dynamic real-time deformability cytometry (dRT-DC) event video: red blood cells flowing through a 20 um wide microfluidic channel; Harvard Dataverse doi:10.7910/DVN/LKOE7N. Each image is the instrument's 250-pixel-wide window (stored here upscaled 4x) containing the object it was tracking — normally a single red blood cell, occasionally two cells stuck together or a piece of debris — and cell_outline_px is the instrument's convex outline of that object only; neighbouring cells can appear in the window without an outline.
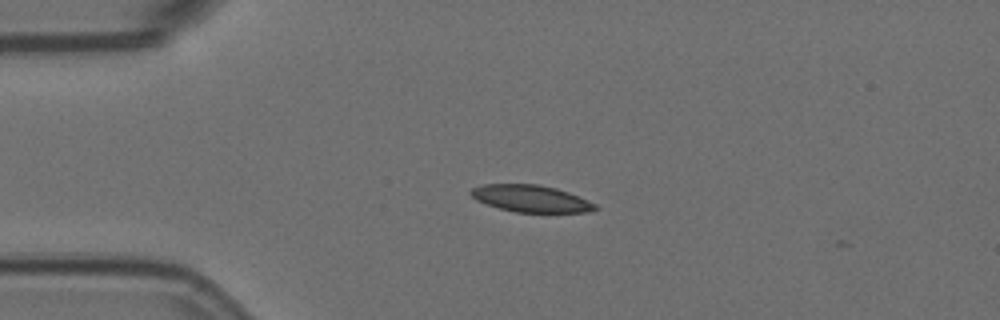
{"species": "Egyptian fruit bat (a non-hibernating species)", "species_latin": "Rousettus aegyptiacus", "temperature_condition": "room temperature", "stored_images_in_passage": 3, "camera_frame_rate_fps": 3000, "um_per_image_px": 0.085, "animal": {"sex": "female"}, "frame": {"image": 1, "passage_image": 3, "time_ms": 0.667, "image_size_px": [1000, 320], "cell_outline_px": [[600, 208], [588, 212], [516, 212], [500, 208], [476, 200], [468, 192], [472, 188], [484, 184], [540, 184], [556, 188], [568, 192], [588, 200], [596, 204]], "centroid_in_image_um": [45.14, 16.87], "position_along_channel_um": 39.9, "area_um2": 19.48}}